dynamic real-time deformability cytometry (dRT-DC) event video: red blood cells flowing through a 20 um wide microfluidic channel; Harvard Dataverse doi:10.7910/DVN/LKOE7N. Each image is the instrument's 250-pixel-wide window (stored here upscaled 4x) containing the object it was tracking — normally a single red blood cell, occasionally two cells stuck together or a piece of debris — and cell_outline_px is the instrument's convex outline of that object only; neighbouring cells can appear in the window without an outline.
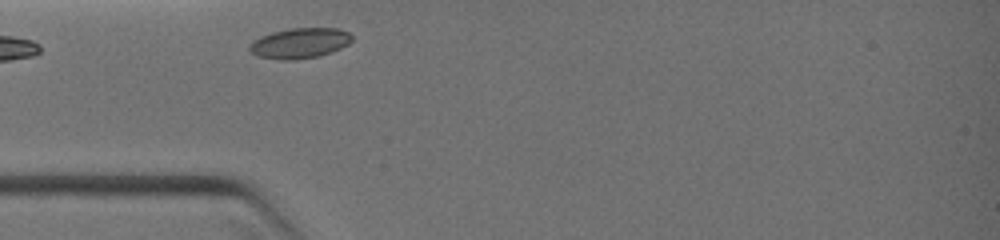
{"species": "common noctule bat (a hibernating species)", "species_latin": "Nyctalus noctula", "temperature_condition": "warm", "stored_images_in_passage": 4, "camera_frame_rate_fps": 3000, "um_per_image_px": 0.085, "animal": {"sex": "female", "body_mass_g": 19.0, "forearm_length_mm": 51.5}, "frame": {"image": 1, "passage_image": 1, "time_ms": 0.0, "image_size_px": [1000, 240], "cell_outline_px": [[352, 40], [348, 44], [332, 52], [316, 56], [292, 60], [280, 60], [256, 56], [248, 48], [252, 40], [260, 36], [272, 32], [292, 28], [336, 28], [348, 32], [352, 36]], "centroid_in_image_um": [25.45, 3.66], "position_along_channel_um": 59.6, "area_um2": 18.09}}
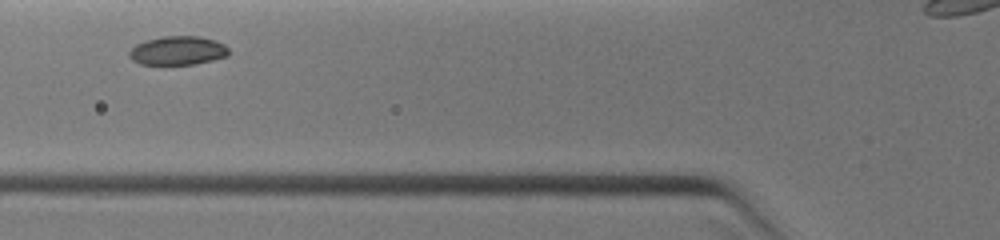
{"frame": {"image": 2, "passage_image": 3, "time_ms": 1.0, "image_size_px": [1000, 240], "cell_outline_px": [[228, 56], [196, 64], [140, 64], [132, 60], [128, 56], [128, 52], [136, 44], [144, 40], [164, 36], [200, 36], [216, 40], [224, 44], [228, 48]], "centroid_in_image_um": [15.1, 4.29], "position_along_channel_um": 110.7, "area_um2": 16.82}}